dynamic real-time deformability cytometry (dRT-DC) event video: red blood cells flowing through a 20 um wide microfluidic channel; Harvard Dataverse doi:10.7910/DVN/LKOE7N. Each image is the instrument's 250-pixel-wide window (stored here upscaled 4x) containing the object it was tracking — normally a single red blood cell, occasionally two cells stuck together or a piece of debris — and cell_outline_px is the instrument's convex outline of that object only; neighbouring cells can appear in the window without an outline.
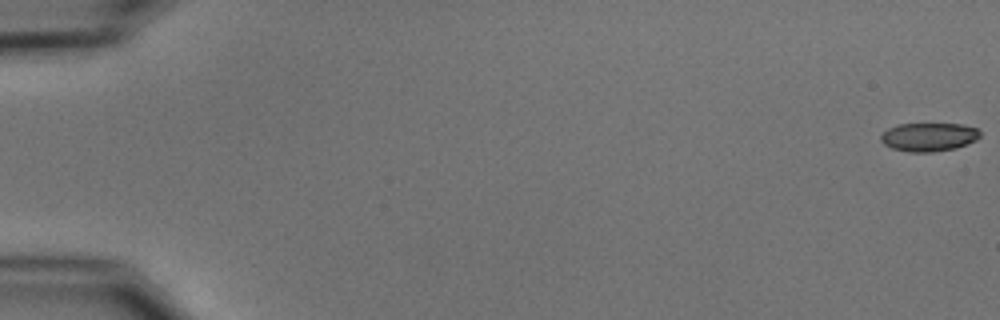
{"species": "common noctule bat (a hibernating species)", "species_latin": "Nyctalus noctula", "temperature_condition": "cold", "stored_images_in_passage": 55, "camera_frame_rate_fps": 3000, "um_per_image_px": 0.085, "animal": {"sex": "male", "body_mass_g": 15.6}, "frame": {"image": 1, "passage_image": 1, "time_ms": 0.0, "image_size_px": [1000, 320], "cell_outline_px": [[980, 136], [976, 140], [956, 148], [932, 152], [908, 152], [892, 148], [884, 144], [880, 140], [880, 136], [888, 128], [900, 124], [960, 124], [976, 128], [980, 132]], "centroid_in_image_um": [78.93, 11.65], "position_along_channel_um": 6.1, "area_um2": 16.42}}
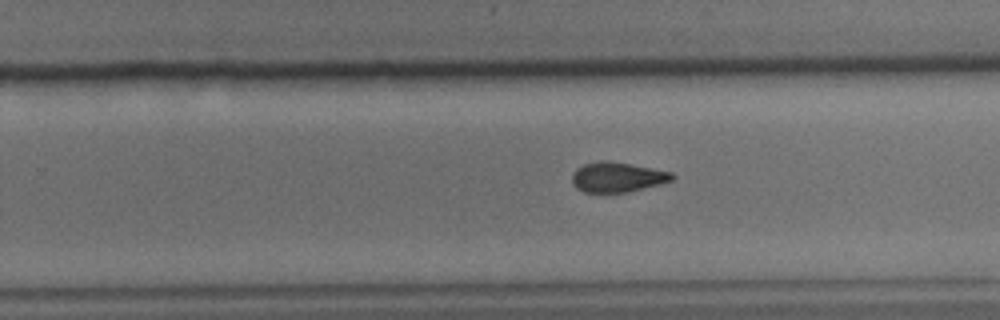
{"frame": {"image": 2, "passage_image": 36, "time_ms": 11.667, "image_size_px": [1000, 320], "cell_outline_px": [[676, 176], [672, 180], [660, 184], [624, 192], [584, 192], [576, 188], [572, 184], [572, 172], [576, 168], [584, 164], [604, 160], [608, 160], [672, 172]], "centroid_in_image_um": [52.44, 15.05], "position_along_channel_um": 277.4, "area_um2": 17.34}}
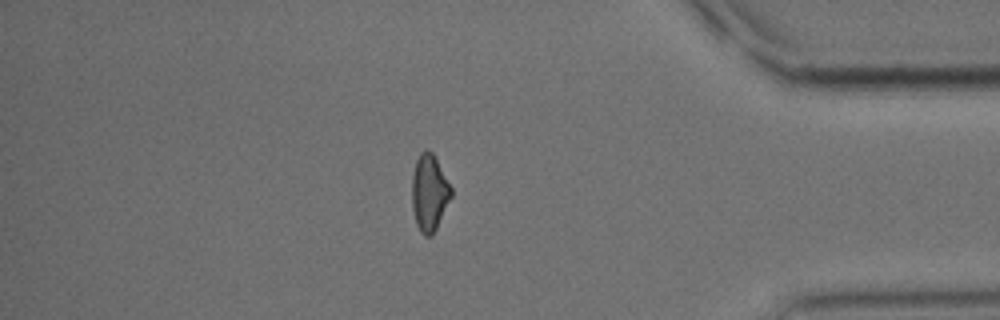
{"frame": {"image": 3, "passage_image": 48, "time_ms": 15.667, "image_size_px": [1000, 320], "cell_outline_px": [[452, 196], [432, 236], [424, 236], [420, 232], [416, 224], [412, 208], [412, 176], [416, 160], [420, 152], [424, 148], [428, 148], [432, 152], [452, 188]], "centroid_in_image_um": [36.48, 16.37], "position_along_channel_um": 398.7, "area_um2": 17.57}, "authors_computed_cell_mechanics": {"area_um2": 17.8024, "velocity_mm_per_s": 3.7281, "shape_relaxation_time_tau1_ms": 4.788, "shape_relaxation_time_tau2_ms": 3.2987, "deformation_change_tau1": 0.1478, "deformation_change_tau2": 0.0883}}